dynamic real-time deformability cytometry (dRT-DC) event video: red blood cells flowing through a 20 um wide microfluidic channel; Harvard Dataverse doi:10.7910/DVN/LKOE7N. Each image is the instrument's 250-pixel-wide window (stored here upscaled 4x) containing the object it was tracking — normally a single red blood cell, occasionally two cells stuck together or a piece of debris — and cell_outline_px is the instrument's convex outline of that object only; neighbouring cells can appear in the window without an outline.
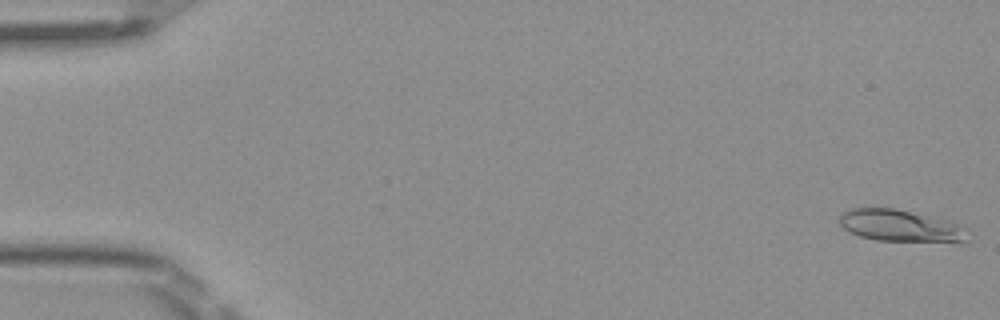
{"species": "Egyptian fruit bat (a non-hibernating species)", "species_latin": "Rousettus aegyptiacus", "temperature_condition": "room temperature", "stored_images_in_passage": 50, "camera_frame_rate_fps": 3000, "um_per_image_px": 0.085, "frame": {"image": 1, "passage_image": 1, "time_ms": 0.0, "image_size_px": [1000, 320], "cell_outline_px": [[968, 240], [876, 240], [860, 236], [844, 228], [840, 224], [836, 216], [848, 208], [896, 208], [948, 220], [956, 224]], "centroid_in_image_um": [76.33, 19.13], "position_along_channel_um": 8.7, "area_um2": 22.89}}
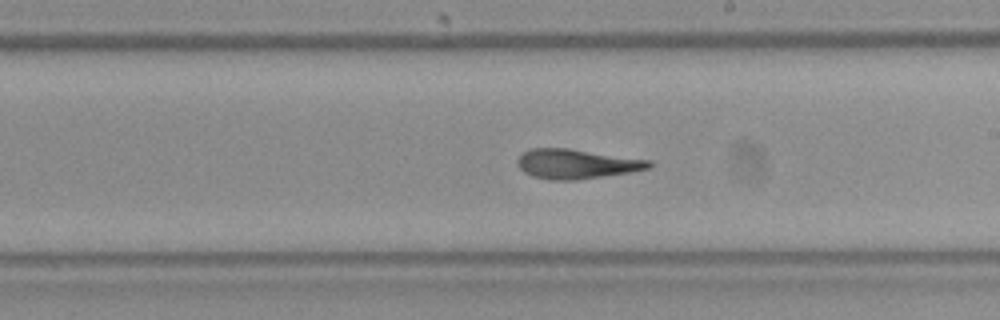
{"frame": {"image": 2, "passage_image": 29, "time_ms": 9.333, "image_size_px": [1000, 320], "cell_outline_px": [[652, 164], [648, 168], [628, 172], [576, 180], [548, 180], [532, 176], [524, 172], [516, 164], [516, 160], [528, 148], [568, 148], [652, 160]], "centroid_in_image_um": [48.95, 13.92], "position_along_channel_um": 240.0, "area_um2": 22.66}}
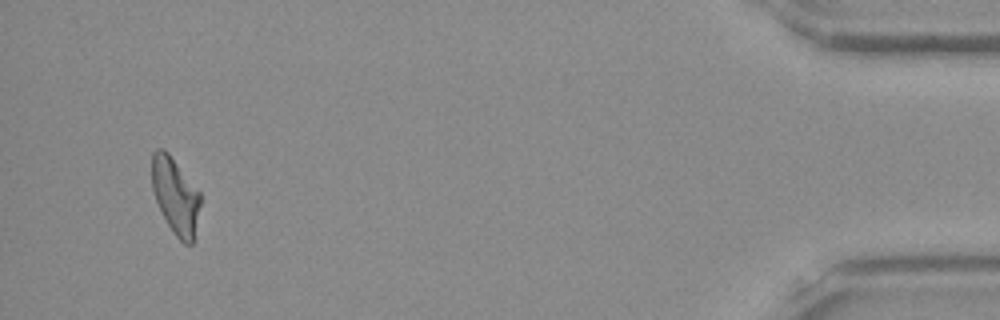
{"frame": {"image": 3, "passage_image": 48, "time_ms": 15.667, "image_size_px": [1000, 320], "cell_outline_px": [[200, 204], [192, 244], [184, 244], [172, 232], [156, 200], [152, 188], [152, 152], [156, 148], [164, 148], [168, 152], [200, 192]], "centroid_in_image_um": [14.9, 16.61], "position_along_channel_um": 420.3, "area_um2": 21.27}, "authors_computed_cell_mechanics": {"area_um2": 22.3108, "velocity_mm_per_s": 4.0444, "shape_relaxation_time_tau1_ms": null, "shape_relaxation_time_tau2_ms": 2.0662, "deformation_change_tau1": null, "deformation_change_tau2": 0.1}}